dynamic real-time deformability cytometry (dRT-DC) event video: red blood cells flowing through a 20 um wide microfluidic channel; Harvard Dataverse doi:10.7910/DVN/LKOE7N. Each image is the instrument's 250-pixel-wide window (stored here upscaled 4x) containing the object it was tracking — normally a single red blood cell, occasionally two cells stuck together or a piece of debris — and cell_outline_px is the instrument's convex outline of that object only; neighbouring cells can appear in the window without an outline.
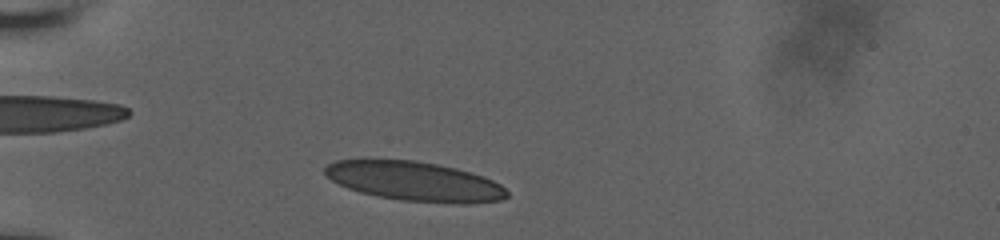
{"species": "human", "species_latin": "Homo sapiens", "temperature_condition": "room temperature", "stored_images_in_passage": 42, "camera_frame_rate_fps": 3000, "um_per_image_px": 0.085, "donor": {"sex": "male"}, "frame": {"image": 1, "passage_image": 3, "time_ms": 0.667, "image_size_px": [1000, 240], "cell_outline_px": [[508, 196], [500, 200], [472, 204], [460, 204], [400, 200], [376, 196], [360, 192], [348, 188], [332, 180], [324, 172], [324, 168], [328, 164], [336, 160], [364, 156], [412, 160], [436, 164], [456, 168], [472, 172], [484, 176], [500, 184], [508, 192]], "centroid_in_image_um": [35.18, 15.37], "position_along_channel_um": 49.8, "area_um2": 42.83}}
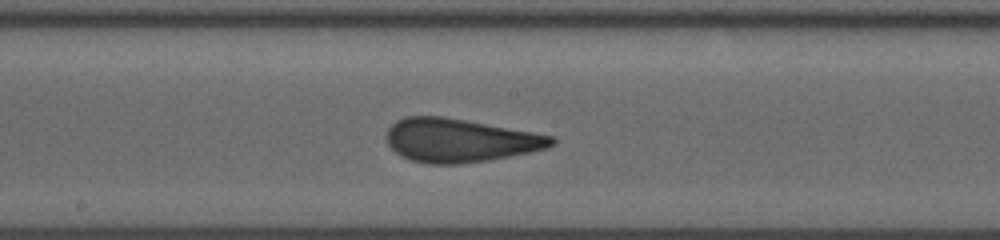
{"frame": {"image": 2, "passage_image": 20, "time_ms": 5.667, "image_size_px": [1000, 240], "cell_outline_px": [[556, 140], [548, 148], [508, 156], [460, 164], [428, 164], [412, 160], [400, 156], [388, 144], [384, 136], [388, 128], [396, 120], [404, 116], [440, 116], [464, 120], [532, 132], [552, 136]], "centroid_in_image_um": [39.0, 11.93], "position_along_channel_um": 209.2, "area_um2": 41.44}}
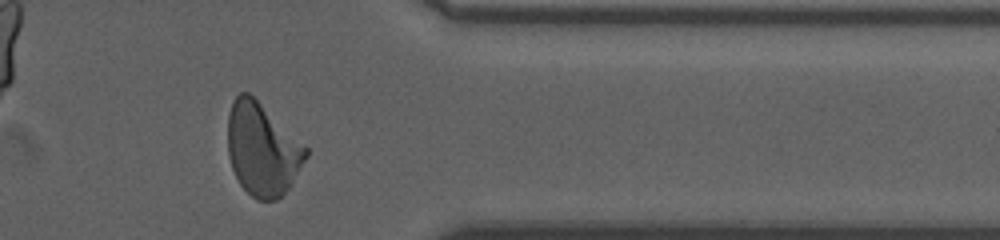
{"frame": {"image": 3, "passage_image": 39, "time_ms": 10.667, "image_size_px": [1000, 240], "cell_outline_px": [[308, 156], [292, 184], [276, 200], [256, 200], [240, 184], [232, 168], [228, 156], [228, 112], [236, 96], [240, 92], [248, 92], [308, 148]], "centroid_in_image_um": [22.29, 12.71], "position_along_channel_um": 389.1, "area_um2": 41.73}, "authors_computed_cell_mechanics": {"area_um2": 41.6738, "velocity_mm_per_s": 3.7741, "shape_relaxation_time_tau1_ms": 10.6821, "shape_relaxation_time_tau2_ms": 0.7538, "deformation_change_tau1": 0.2859, "deformation_change_tau2": 0.0978}}